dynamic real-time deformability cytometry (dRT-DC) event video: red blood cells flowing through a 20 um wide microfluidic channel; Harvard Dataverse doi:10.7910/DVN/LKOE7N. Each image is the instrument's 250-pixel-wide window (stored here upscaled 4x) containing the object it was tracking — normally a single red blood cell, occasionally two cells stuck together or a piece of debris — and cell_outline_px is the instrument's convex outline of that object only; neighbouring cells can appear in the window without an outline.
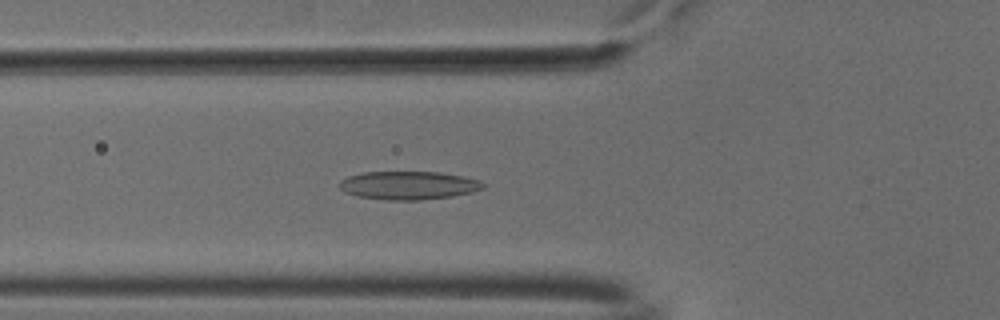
{"species": "common noctule bat (a hibernating species)", "species_latin": "Nyctalus noctula", "temperature_condition": "cold", "stored_images_in_passage": 52, "camera_frame_rate_fps": 3000, "um_per_image_px": 0.085, "animal": {"sex": "male", "body_mass_g": 18.8}, "frame": {"image": 1, "passage_image": 18, "time_ms": 5.667, "image_size_px": [1000, 320], "cell_outline_px": [[484, 188], [472, 192], [452, 196], [420, 200], [384, 200], [356, 196], [344, 192], [336, 184], [340, 180], [348, 176], [364, 172], [440, 172], [480, 180], [484, 184]], "centroid_in_image_um": [34.67, 15.76], "position_along_channel_um": 91.1, "area_um2": 23.81}}
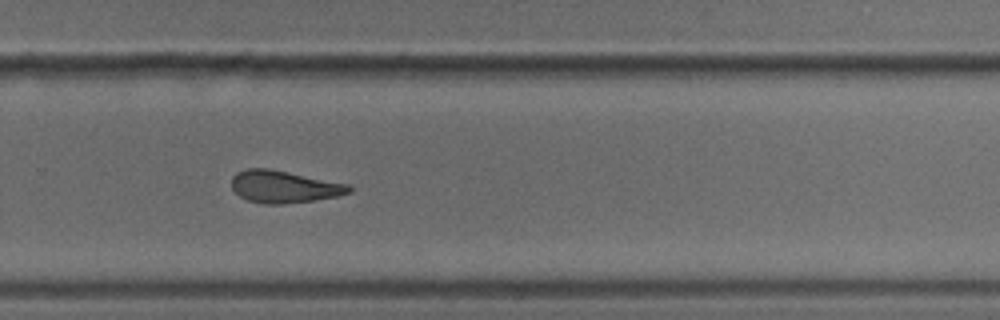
{"frame": {"image": 2, "passage_image": 35, "time_ms": 11.333, "image_size_px": [1000, 320], "cell_outline_px": [[352, 192], [336, 196], [316, 200], [284, 204], [264, 204], [248, 200], [240, 196], [232, 188], [232, 176], [236, 172], [248, 168], [268, 168], [348, 184], [352, 188]], "centroid_in_image_um": [24.13, 15.87], "position_along_channel_um": 305.7, "area_um2": 21.96}}
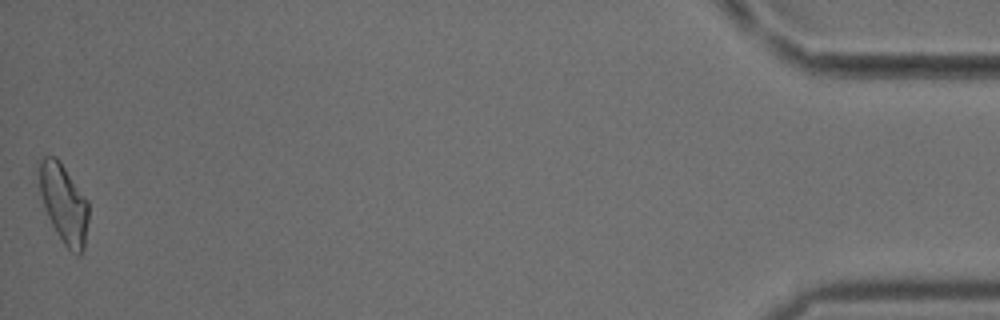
{"frame": {"image": 3, "passage_image": 52, "time_ms": 17.0, "image_size_px": [1000, 320], "cell_outline_px": [[88, 220], [84, 248], [80, 256], [76, 256], [64, 244], [56, 232], [44, 208], [40, 192], [36, 160], [44, 156], [56, 156], [88, 200]], "centroid_in_image_um": [5.4, 17.27], "position_along_channel_um": 429.8, "area_um2": 23.0}}